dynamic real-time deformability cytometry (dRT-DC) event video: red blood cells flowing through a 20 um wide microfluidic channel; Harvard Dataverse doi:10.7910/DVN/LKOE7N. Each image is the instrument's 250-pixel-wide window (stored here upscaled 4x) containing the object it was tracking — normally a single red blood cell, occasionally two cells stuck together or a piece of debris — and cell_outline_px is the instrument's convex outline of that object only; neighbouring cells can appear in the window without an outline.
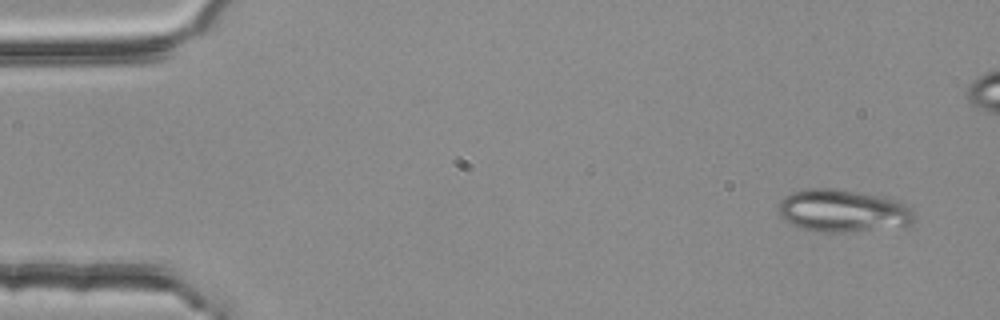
{"species": "common noctule bat (a hibernating species)", "species_latin": "Nyctalus noctula", "temperature_condition": "room temperature", "stored_images_in_passage": 5, "camera_frame_rate_fps": 3000, "um_per_image_px": 0.085, "animal": {"sex": "female", "body_mass_g": 25.1}, "frame": {"image": 1, "passage_image": 1, "time_ms": 0.0, "image_size_px": [1000, 320], "cell_outline_px": [[912, 220], [908, 224], [848, 232], [824, 232], [804, 228], [792, 224], [784, 220], [780, 216], [780, 200], [784, 196], [792, 192], [808, 188], [832, 188], [884, 196], [900, 200], [908, 204], [912, 208]], "centroid_in_image_um": [71.63, 17.88], "position_along_channel_um": 13.4, "area_um2": 33.29}}